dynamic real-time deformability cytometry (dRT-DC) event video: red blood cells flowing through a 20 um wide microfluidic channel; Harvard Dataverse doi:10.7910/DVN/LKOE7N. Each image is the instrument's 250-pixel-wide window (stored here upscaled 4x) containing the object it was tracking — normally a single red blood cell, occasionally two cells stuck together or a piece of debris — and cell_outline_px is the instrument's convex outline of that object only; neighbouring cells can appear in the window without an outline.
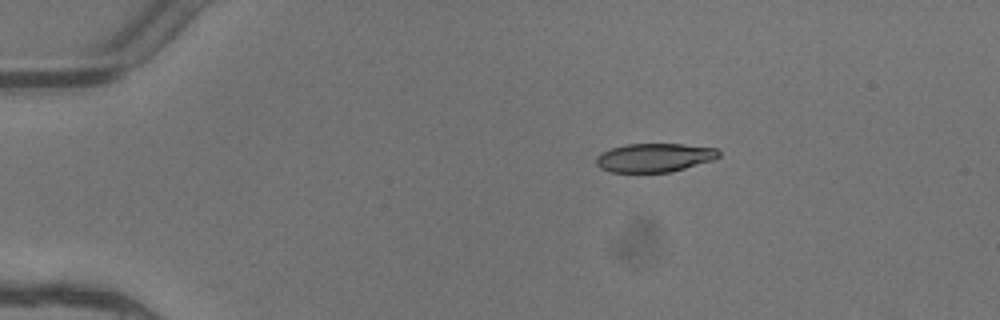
{"species": "common noctule bat (a hibernating species)", "species_latin": "Nyctalus noctula", "temperature_condition": "warm", "stored_images_in_passage": 3, "camera_frame_rate_fps": 3000, "um_per_image_px": 0.085, "animal": {"sex": "female"}, "frame": {"image": 1, "passage_image": 1, "time_ms": 0.0, "image_size_px": [1000, 320], "cell_outline_px": [[720, 156], [712, 160], [672, 172], [612, 172], [600, 168], [596, 164], [596, 156], [600, 152], [612, 148], [628, 144], [684, 144], [716, 148], [720, 152]], "centroid_in_image_um": [55.62, 13.4], "position_along_channel_um": 29.4, "area_um2": 20.52}}
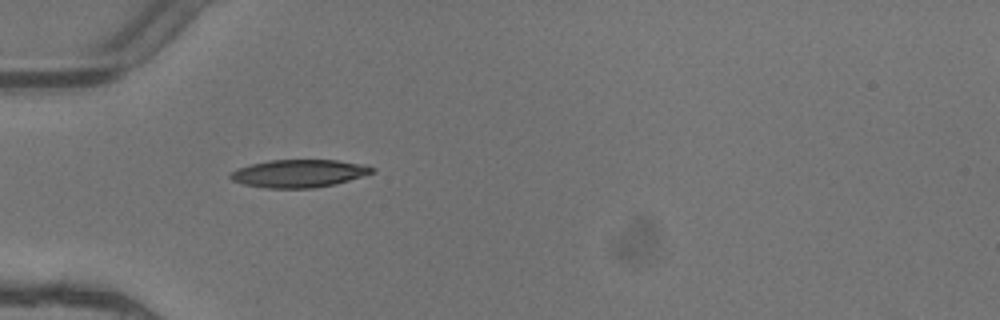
{"frame": {"image": 2, "passage_image": 2, "time_ms": 0.333, "image_size_px": [1000, 320], "cell_outline_px": [[376, 168], [372, 172], [336, 184], [312, 188], [264, 188], [244, 184], [232, 180], [228, 176], [232, 172], [240, 168], [252, 164], [268, 160], [336, 160], [360, 164]], "centroid_in_image_um": [25.38, 14.74], "position_along_channel_um": 59.6, "area_um2": 22.6}}
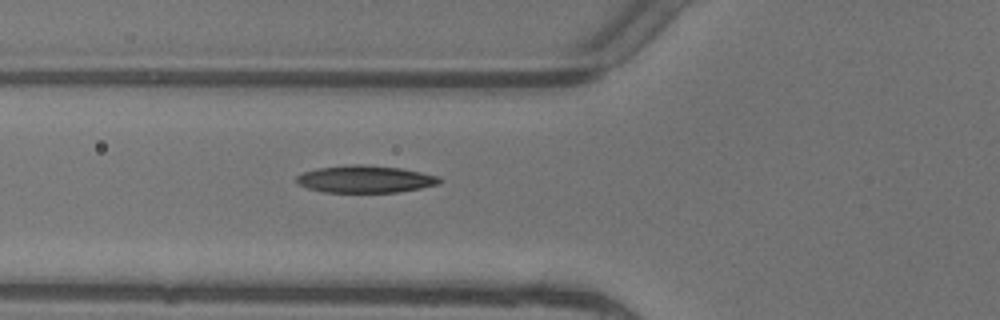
{"frame": {"image": 3, "passage_image": 3, "time_ms": 0.667, "image_size_px": [1000, 320], "cell_outline_px": [[444, 180], [440, 184], [420, 188], [396, 192], [324, 192], [308, 188], [300, 184], [296, 180], [296, 176], [304, 172], [316, 168], [352, 164], [364, 164], [400, 168], [440, 176]], "centroid_in_image_um": [31.08, 15.22], "position_along_channel_um": 94.7, "area_um2": 22.72}}